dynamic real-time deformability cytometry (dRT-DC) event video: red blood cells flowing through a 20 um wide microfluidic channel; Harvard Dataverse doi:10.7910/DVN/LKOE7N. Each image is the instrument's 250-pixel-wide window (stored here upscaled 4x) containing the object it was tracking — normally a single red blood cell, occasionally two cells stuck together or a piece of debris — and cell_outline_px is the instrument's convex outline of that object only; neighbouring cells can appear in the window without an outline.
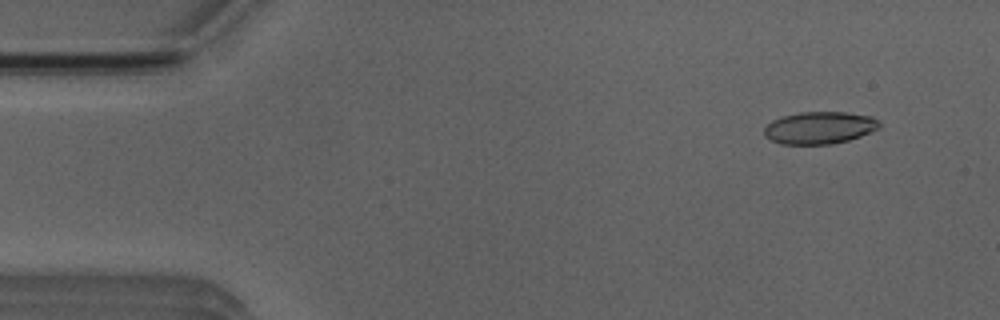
{"species": "Egyptian fruit bat (a non-hibernating species)", "species_latin": "Rousettus aegyptiacus", "temperature_condition": "room temperature", "stored_images_in_passage": 20, "camera_frame_rate_fps": 3000, "um_per_image_px": 0.085, "animal": {"sex": "male"}, "frame": {"image": 1, "passage_image": 4, "time_ms": 1.0, "image_size_px": [1000, 320], "cell_outline_px": [[880, 128], [860, 136], [848, 140], [832, 144], [780, 144], [768, 140], [764, 136], [764, 128], [772, 120], [780, 116], [800, 112], [844, 112], [872, 116], [880, 120]], "centroid_in_image_um": [69.64, 10.86], "position_along_channel_um": 15.4, "area_um2": 21.91}}